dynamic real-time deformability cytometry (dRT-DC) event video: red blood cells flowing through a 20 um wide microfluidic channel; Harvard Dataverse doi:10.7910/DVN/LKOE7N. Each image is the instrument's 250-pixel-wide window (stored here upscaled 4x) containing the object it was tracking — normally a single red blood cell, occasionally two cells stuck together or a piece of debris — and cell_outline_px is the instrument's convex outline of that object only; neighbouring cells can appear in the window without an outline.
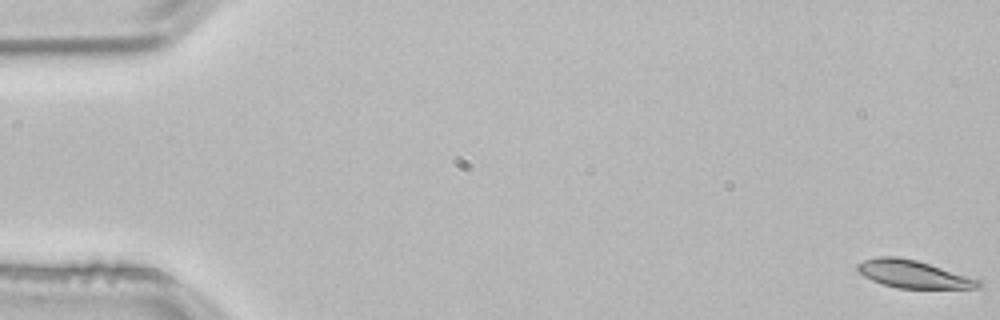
{"species": "common noctule bat (a hibernating species)", "species_latin": "Nyctalus noctula", "temperature_condition": "room temperature", "stored_images_in_passage": 4, "camera_frame_rate_fps": 3000, "um_per_image_px": 0.085, "animal": {"sex": "male", "body_mass_g": 21.5, "forearm_length_mm": 52.0}, "frame": {"image": 1, "passage_image": 1, "time_ms": 0.0, "image_size_px": [1000, 320], "cell_outline_px": [[984, 284], [980, 288], [896, 288], [872, 280], [864, 276], [856, 268], [856, 264], [864, 260], [876, 256], [896, 256], [916, 260], [980, 280]], "centroid_in_image_um": [77.61, 23.3], "position_along_channel_um": 7.4, "area_um2": 19.31}}
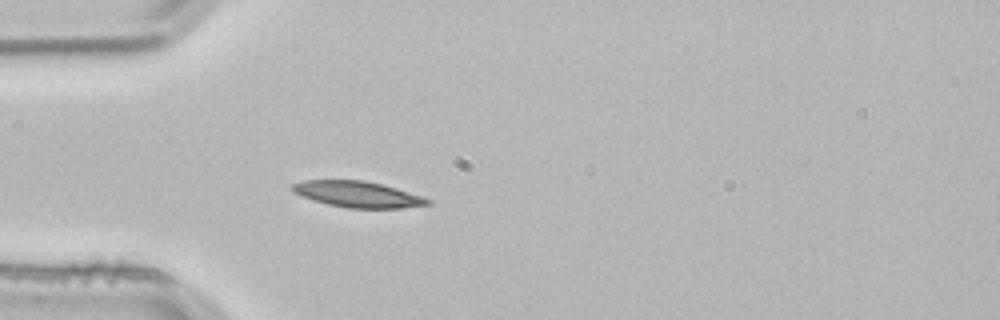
{"frame": {"image": 2, "passage_image": 4, "time_ms": 1.0, "image_size_px": [1000, 320], "cell_outline_px": [[432, 204], [400, 208], [348, 208], [328, 204], [312, 200], [300, 196], [292, 192], [288, 188], [292, 184], [304, 180], [364, 180], [396, 188], [424, 196], [432, 200]], "centroid_in_image_um": [30.38, 16.51], "position_along_channel_um": 54.6, "area_um2": 20.75}}